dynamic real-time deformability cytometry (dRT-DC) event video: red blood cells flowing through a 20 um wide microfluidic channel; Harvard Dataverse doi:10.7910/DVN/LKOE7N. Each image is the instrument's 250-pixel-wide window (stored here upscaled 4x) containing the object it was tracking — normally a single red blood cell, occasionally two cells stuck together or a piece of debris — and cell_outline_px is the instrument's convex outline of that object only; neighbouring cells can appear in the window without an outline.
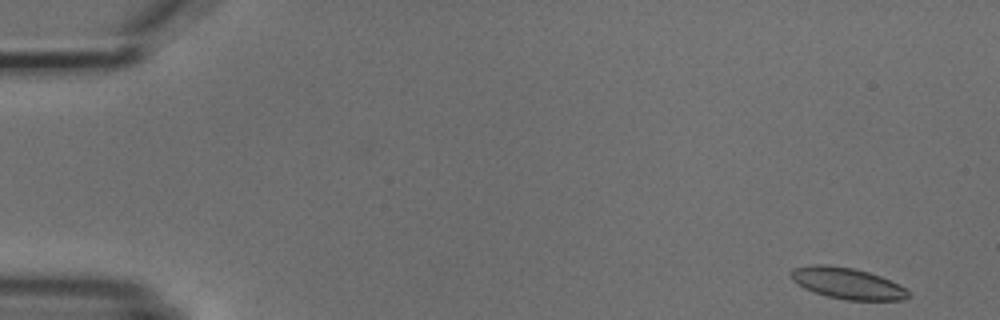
{"species": "common noctule bat (a hibernating species)", "species_latin": "Nyctalus noctula", "temperature_condition": "cold", "stored_images_in_passage": 7, "camera_frame_rate_fps": 3000, "um_per_image_px": 0.085, "animal": {"sex": "male", "body_mass_g": 18.8}, "frame": {"image": 1, "passage_image": 1, "time_ms": 0.0, "image_size_px": [1000, 320], "cell_outline_px": [[912, 296], [904, 300], [848, 300], [828, 296], [804, 288], [796, 284], [792, 280], [788, 272], [792, 268], [812, 264], [828, 264], [852, 268], [868, 272], [880, 276], [904, 288]], "centroid_in_image_um": [71.96, 24.07], "position_along_channel_um": 13.0, "area_um2": 21.33}}
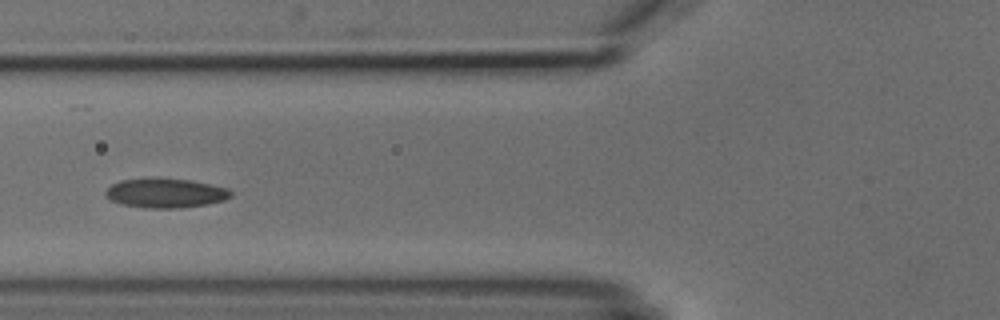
{"frame": {"image": 2, "passage_image": 6, "time_ms": 6.0, "image_size_px": [1000, 320], "cell_outline_px": [[232, 196], [224, 200], [204, 204], [180, 208], [144, 208], [124, 204], [112, 200], [104, 196], [104, 192], [112, 184], [120, 180], [188, 180], [228, 188], [232, 192]], "centroid_in_image_um": [14.07, 16.44], "position_along_channel_um": 111.7, "area_um2": 20.69}}
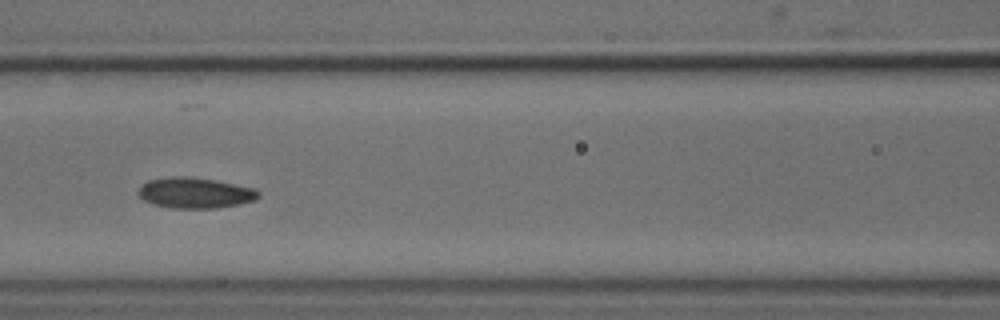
{"frame": {"image": 3, "passage_image": 7, "time_ms": 7.0, "image_size_px": [1000, 320], "cell_outline_px": [[260, 196], [256, 200], [216, 208], [172, 208], [152, 204], [144, 200], [136, 192], [140, 184], [148, 180], [172, 176], [192, 176], [256, 188], [260, 192]], "centroid_in_image_um": [16.55, 16.38], "position_along_channel_um": 150.0, "area_um2": 21.68}}